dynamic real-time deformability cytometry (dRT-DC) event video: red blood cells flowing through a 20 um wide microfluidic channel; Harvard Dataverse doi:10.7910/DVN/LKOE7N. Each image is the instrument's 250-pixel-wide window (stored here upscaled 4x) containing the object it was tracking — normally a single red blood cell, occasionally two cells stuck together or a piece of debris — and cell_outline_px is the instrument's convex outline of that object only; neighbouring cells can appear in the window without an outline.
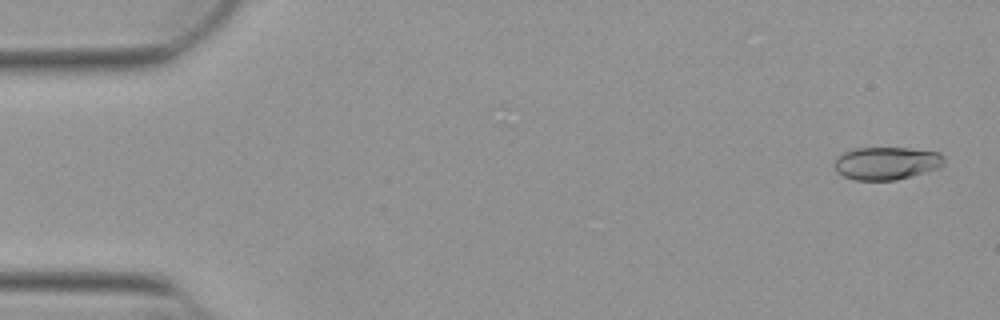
{"species": "Egyptian fruit bat (a non-hibernating species)", "species_latin": "Rousettus aegyptiacus", "temperature_condition": "warm", "stored_images_in_passage": 53, "camera_frame_rate_fps": 3000, "um_per_image_px": 0.085, "animal": {"sex": "female"}, "frame": {"image": 1, "passage_image": 2, "time_ms": 0.333, "image_size_px": [1000, 320], "cell_outline_px": [[944, 164], [936, 168], [924, 172], [896, 180], [856, 180], [844, 176], [836, 172], [836, 156], [844, 152], [856, 148], [908, 148], [940, 152], [944, 156]], "centroid_in_image_um": [75.35, 13.86], "position_along_channel_um": 9.6, "area_um2": 20.81}}
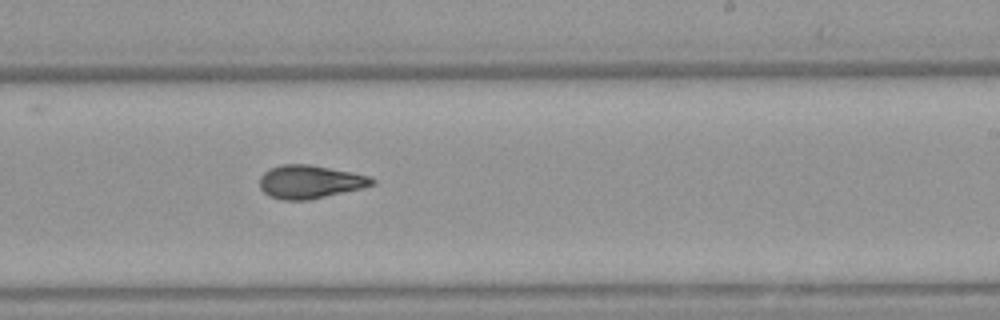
{"frame": {"image": 2, "passage_image": 32, "time_ms": 10.333, "image_size_px": [1000, 320], "cell_outline_px": [[376, 184], [364, 188], [308, 200], [280, 200], [268, 196], [260, 188], [260, 176], [268, 168], [280, 164], [312, 164], [372, 176], [376, 180]], "centroid_in_image_um": [26.36, 15.45], "position_along_channel_um": 262.6, "area_um2": 22.25}}
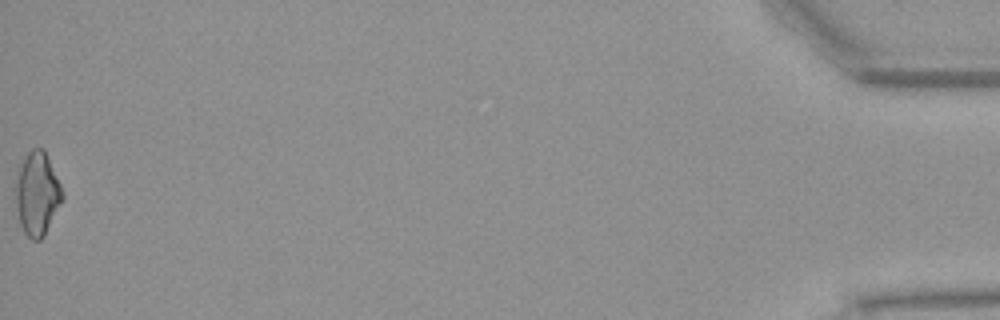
{"frame": {"image": 3, "passage_image": 53, "time_ms": 17.333, "image_size_px": [1000, 320], "cell_outline_px": [[64, 196], [44, 236], [40, 240], [32, 240], [24, 232], [20, 224], [16, 208], [16, 180], [20, 156], [32, 148], [44, 148], [64, 192]], "centroid_in_image_um": [3.14, 16.4], "position_along_channel_um": 432.1, "area_um2": 23.0}, "authors_computed_cell_mechanics": {"area_um2": 21.3282, "velocity_mm_per_s": 3.8791, "shape_relaxation_time_tau1_ms": 9.5841, "shape_relaxation_time_tau2_ms": 2.2827, "deformation_change_tau1": 0.2255, "deformation_change_tau2": 0.0882}}